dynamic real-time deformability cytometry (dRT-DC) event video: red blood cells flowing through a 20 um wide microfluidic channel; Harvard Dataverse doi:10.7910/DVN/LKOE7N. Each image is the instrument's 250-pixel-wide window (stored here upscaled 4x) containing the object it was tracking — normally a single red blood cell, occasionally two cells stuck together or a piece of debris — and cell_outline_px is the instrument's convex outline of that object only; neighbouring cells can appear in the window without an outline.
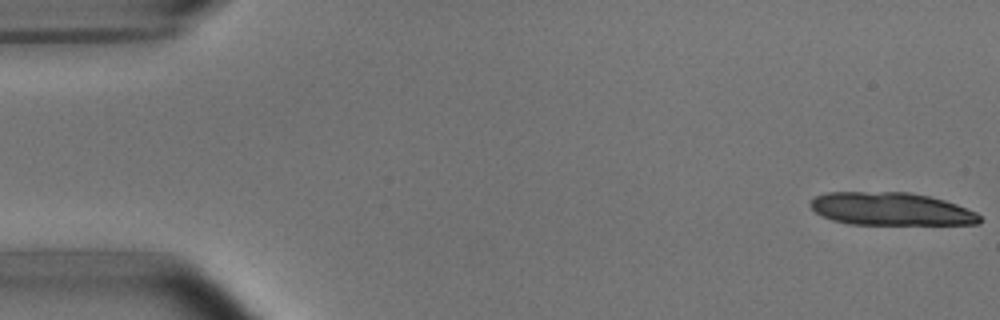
{"species": "common noctule bat (a hibernating species)", "species_latin": "Nyctalus noctula", "temperature_condition": "room temperature", "stored_images_in_passage": 14, "camera_frame_rate_fps": 3000, "um_per_image_px": 0.085, "animal": {"sex": "male", "body_mass_g": 15.6}, "frame": {"image": 1, "passage_image": 1, "time_ms": 0.0, "image_size_px": [1000, 320], "cell_outline_px": [[984, 220], [980, 224], [848, 224], [832, 220], [816, 212], [808, 204], [816, 196], [828, 192], [908, 192], [928, 196], [944, 200], [956, 204], [976, 212]], "centroid_in_image_um": [75.75, 17.76], "position_along_channel_um": 9.3, "area_um2": 32.37}}